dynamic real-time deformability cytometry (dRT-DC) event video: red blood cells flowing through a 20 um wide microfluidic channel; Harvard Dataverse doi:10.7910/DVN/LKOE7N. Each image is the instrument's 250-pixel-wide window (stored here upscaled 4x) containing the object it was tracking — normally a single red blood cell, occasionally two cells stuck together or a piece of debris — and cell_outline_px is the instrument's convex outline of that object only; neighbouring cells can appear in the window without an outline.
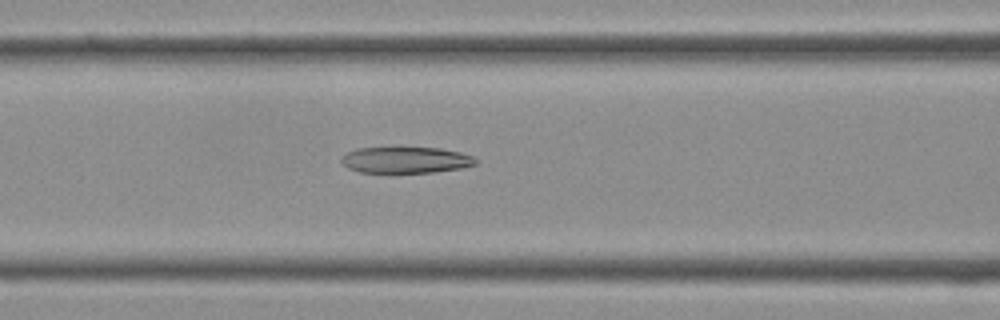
{"species": "Egyptian fruit bat (a non-hibernating species)", "species_latin": "Rousettus aegyptiacus", "temperature_condition": "cold", "stored_images_in_passage": 32, "camera_frame_rate_fps": 3000, "um_per_image_px": 0.085, "frame": {"image": 1, "passage_image": 9, "time_ms": 2.667, "image_size_px": [1000, 320], "cell_outline_px": [[476, 164], [464, 168], [432, 172], [360, 172], [348, 168], [340, 160], [340, 156], [356, 148], [440, 148], [460, 152], [472, 156], [476, 160]], "centroid_in_image_um": [34.48, 13.6], "position_along_channel_um": 132.1, "area_um2": 20.4}}
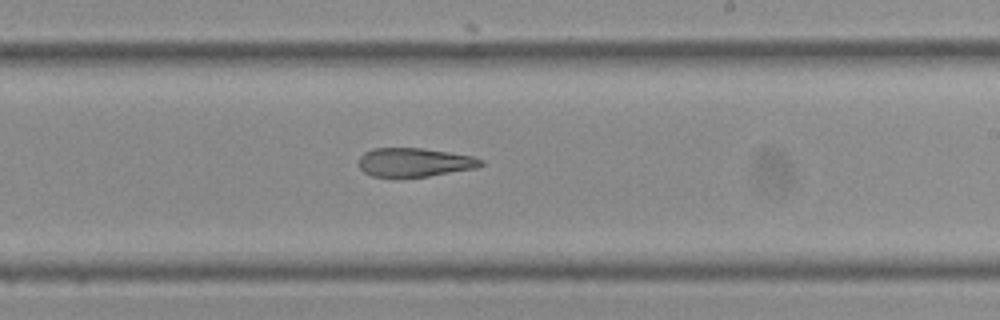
{"frame": {"image": 2, "passage_image": 16, "time_ms": 5.0, "image_size_px": [1000, 320], "cell_outline_px": [[484, 164], [476, 168], [428, 176], [372, 176], [364, 172], [360, 168], [360, 156], [364, 152], [372, 148], [424, 148], [472, 156], [484, 160]], "centroid_in_image_um": [35.25, 13.78], "position_along_channel_um": 253.8, "area_um2": 20.29}}
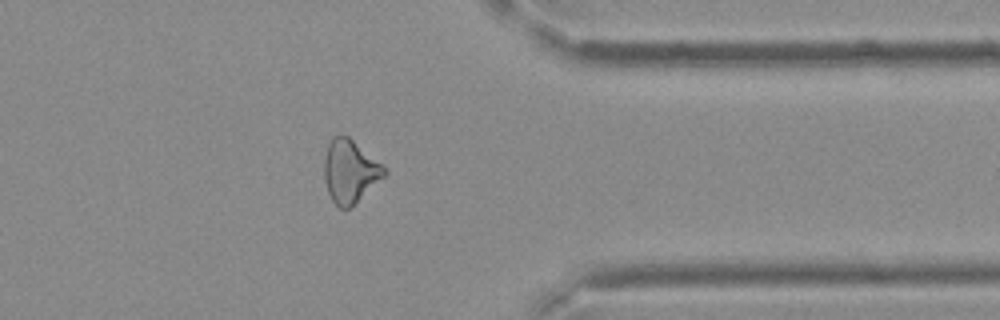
{"frame": {"image": 3, "passage_image": 24, "time_ms": 7.667, "image_size_px": [1000, 320], "cell_outline_px": [[388, 172], [384, 176], [344, 212], [332, 200], [328, 192], [324, 180], [324, 160], [328, 140], [332, 136], [348, 136], [384, 164]], "centroid_in_image_um": [29.74, 14.53], "position_along_channel_um": 381.7, "area_um2": 22.08}}